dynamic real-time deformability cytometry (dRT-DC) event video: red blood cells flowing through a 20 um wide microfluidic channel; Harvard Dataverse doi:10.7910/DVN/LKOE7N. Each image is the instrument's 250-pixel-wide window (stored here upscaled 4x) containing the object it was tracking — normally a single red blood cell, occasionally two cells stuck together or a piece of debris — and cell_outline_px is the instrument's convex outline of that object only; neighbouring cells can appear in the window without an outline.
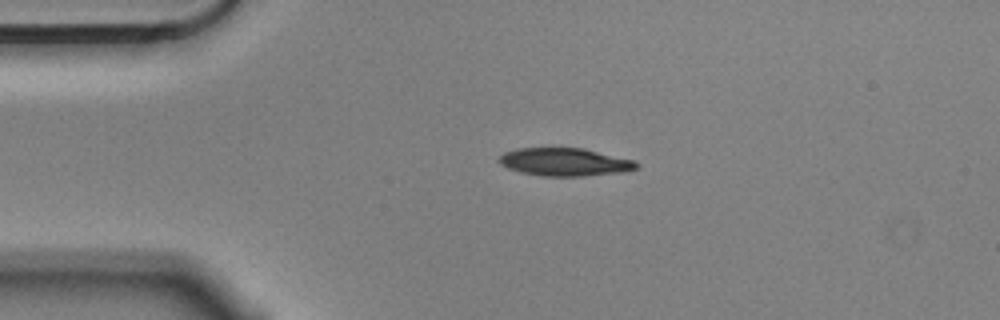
{"species": "Egyptian fruit bat (a non-hibernating species)", "species_latin": "Rousettus aegyptiacus", "temperature_condition": "cold", "stored_images_in_passage": 3, "camera_frame_rate_fps": 3000, "um_per_image_px": 0.085, "animal": {"sex": "male"}, "frame": {"image": 1, "passage_image": 2, "time_ms": 0.333, "image_size_px": [1000, 320], "cell_outline_px": [[640, 164], [636, 168], [624, 172], [584, 176], [540, 176], [520, 172], [508, 168], [500, 164], [496, 160], [504, 152], [516, 148], [584, 148], [636, 160]], "centroid_in_image_um": [48.01, 13.77], "position_along_channel_um": 37.0, "area_um2": 22.66}}